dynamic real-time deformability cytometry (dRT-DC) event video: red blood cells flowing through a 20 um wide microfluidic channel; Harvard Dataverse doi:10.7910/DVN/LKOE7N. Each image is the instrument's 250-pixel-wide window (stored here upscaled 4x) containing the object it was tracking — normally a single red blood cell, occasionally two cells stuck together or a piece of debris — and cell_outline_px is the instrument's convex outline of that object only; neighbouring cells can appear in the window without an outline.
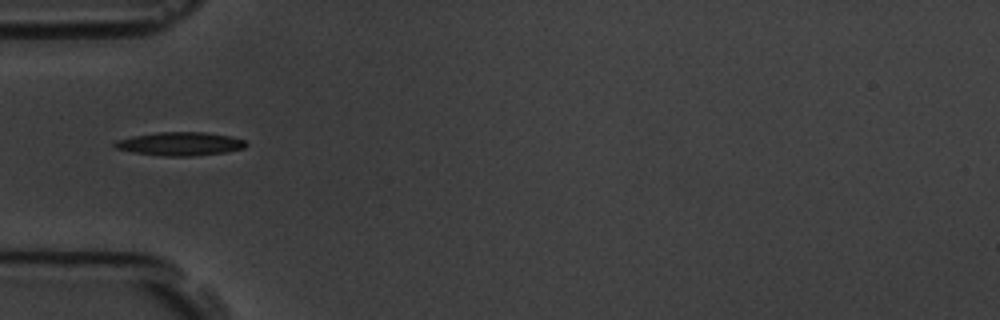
{"species": "common noctule bat (a hibernating species)", "species_latin": "Nyctalus noctula", "temperature_condition": "room temperature", "stored_images_in_passage": 5, "camera_frame_rate_fps": 3000, "um_per_image_px": 0.085, "animal": {"sex": "male", "body_mass_g": 19.5, "forearm_length_mm": 54.6}, "frame": {"image": 1, "passage_image": 3, "time_ms": 3.0, "image_size_px": [1000, 320], "cell_outline_px": [[248, 144], [244, 148], [228, 152], [192, 156], [164, 156], [132, 152], [116, 148], [112, 144], [116, 140], [132, 136], [156, 132], [204, 132], [232, 136], [244, 140]], "centroid_in_image_um": [15.32, 12.22], "position_along_channel_um": 69.7, "area_um2": 18.09}}
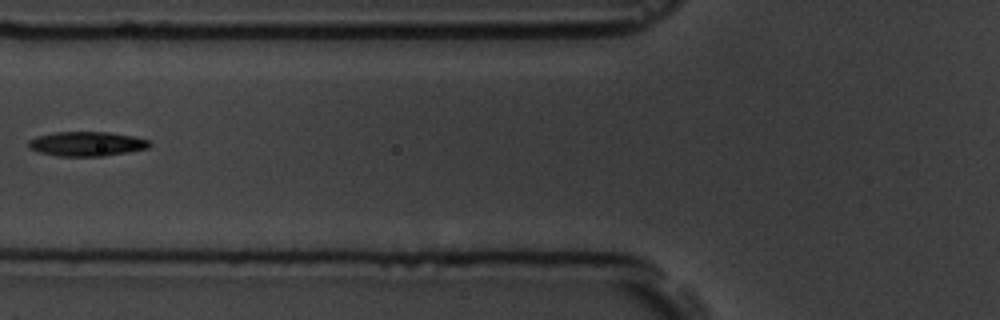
{"frame": {"image": 2, "passage_image": 4, "time_ms": 4.333, "image_size_px": [1000, 320], "cell_outline_px": [[152, 144], [148, 148], [104, 156], [60, 156], [40, 152], [28, 148], [28, 140], [36, 136], [52, 132], [108, 132], [132, 136], [148, 140]], "centroid_in_image_um": [7.34, 12.22], "position_along_channel_um": 118.5, "area_um2": 17.22}}
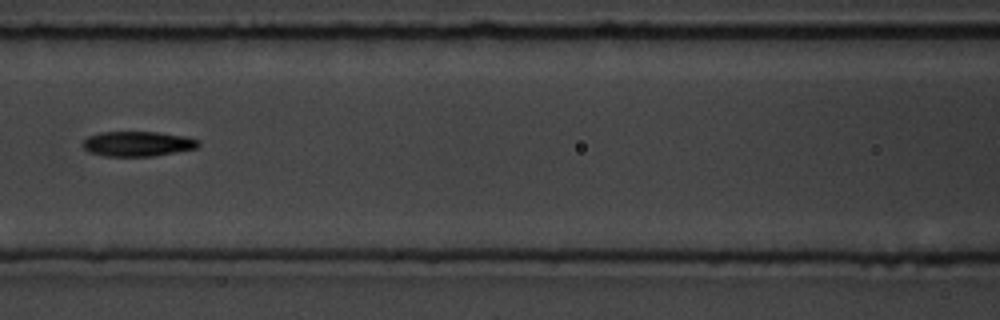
{"frame": {"image": 3, "passage_image": 5, "time_ms": 5.333, "image_size_px": [1000, 320], "cell_outline_px": [[200, 144], [196, 148], [152, 156], [104, 156], [88, 152], [84, 148], [84, 140], [88, 136], [100, 132], [156, 132], [184, 136], [200, 140]], "centroid_in_image_um": [11.69, 12.22], "position_along_channel_um": 154.9, "area_um2": 16.7}}